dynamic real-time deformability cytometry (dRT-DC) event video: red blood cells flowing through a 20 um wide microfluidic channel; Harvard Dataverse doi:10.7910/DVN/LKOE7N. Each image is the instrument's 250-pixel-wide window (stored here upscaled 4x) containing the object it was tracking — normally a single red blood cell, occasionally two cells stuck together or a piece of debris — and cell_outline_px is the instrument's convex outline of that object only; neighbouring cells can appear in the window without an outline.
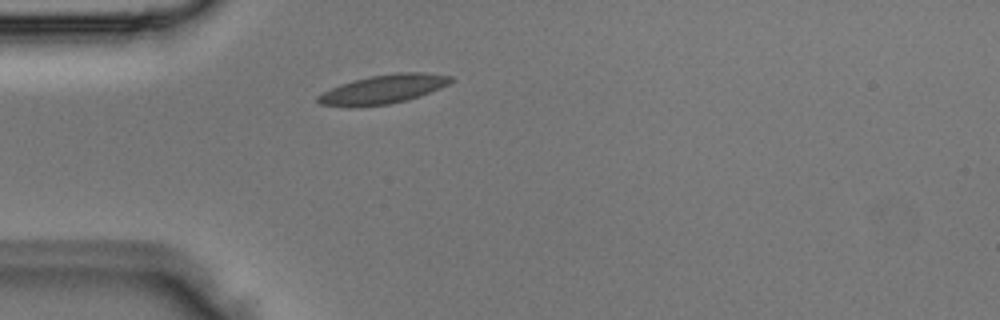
{"species": "Egyptian fruit bat (a non-hibernating species)", "species_latin": "Rousettus aegyptiacus", "temperature_condition": "room temperature", "stored_images_in_passage": 1, "camera_frame_rate_fps": 3000, "um_per_image_px": 0.085, "animal": {"sex": "male"}, "frame": {"image": 1, "passage_image": 1, "time_ms": 0.0, "image_size_px": [1000, 320], "cell_outline_px": [[452, 80], [448, 84], [440, 88], [420, 96], [408, 100], [388, 104], [320, 104], [316, 100], [316, 96], [340, 84], [352, 80], [372, 76], [396, 72], [424, 72], [452, 76]], "centroid_in_image_um": [32.67, 7.53], "position_along_channel_um": 52.3, "area_um2": 21.56}}